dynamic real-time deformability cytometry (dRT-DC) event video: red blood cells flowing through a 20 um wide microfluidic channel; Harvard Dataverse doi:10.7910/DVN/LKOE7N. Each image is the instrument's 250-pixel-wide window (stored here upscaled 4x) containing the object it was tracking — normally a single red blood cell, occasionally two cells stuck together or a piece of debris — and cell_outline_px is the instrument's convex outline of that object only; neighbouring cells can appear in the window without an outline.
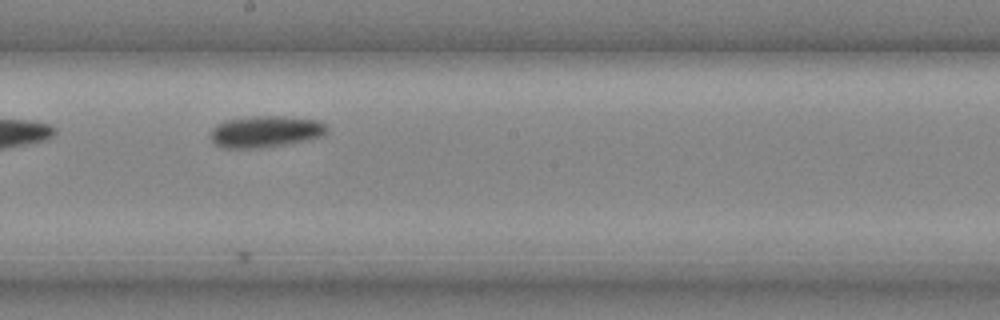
{"species": "common noctule bat (a hibernating species)", "species_latin": "Nyctalus noctula", "temperature_condition": "cold", "stored_images_in_passage": 26, "camera_frame_rate_fps": 3000, "um_per_image_px": 0.085, "animal": {"sex": "male", "body_mass_g": 20.4}, "frame": {"image": 1, "passage_image": 20, "time_ms": 6.333, "image_size_px": [1000, 320], "cell_outline_px": [[328, 132], [320, 136], [304, 140], [284, 144], [256, 148], [224, 148], [216, 144], [212, 140], [212, 128], [216, 124], [228, 120], [252, 116], [280, 116], [320, 120], [328, 128]], "centroid_in_image_um": [22.57, 11.17], "position_along_channel_um": 225.6, "area_um2": 21.1}}